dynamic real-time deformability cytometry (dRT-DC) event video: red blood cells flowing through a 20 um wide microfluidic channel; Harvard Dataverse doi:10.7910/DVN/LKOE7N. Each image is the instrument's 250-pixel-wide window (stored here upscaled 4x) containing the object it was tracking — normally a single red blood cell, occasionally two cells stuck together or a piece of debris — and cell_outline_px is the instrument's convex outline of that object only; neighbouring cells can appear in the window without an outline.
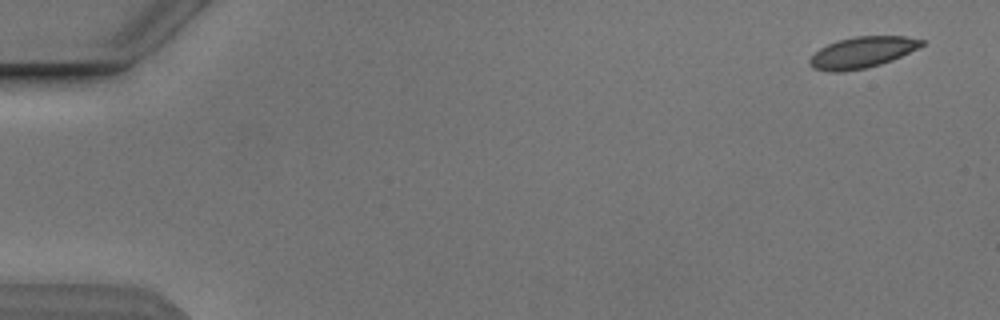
{"species": "Egyptian fruit bat (a non-hibernating species)", "species_latin": "Rousettus aegyptiacus", "temperature_condition": "cold", "stored_images_in_passage": 5, "segment_of_instrument_passage": [1, 2], "camera_frame_rate_fps": 3000, "um_per_image_px": 0.085, "animal": {"sex": "male"}, "frame": {"image": 1, "passage_image": 1, "time_ms": 0.0, "image_size_px": [1000, 320], "cell_outline_px": [[924, 44], [892, 60], [880, 64], [864, 68], [844, 72], [828, 72], [812, 68], [808, 64], [808, 60], [820, 48], [836, 40], [856, 36], [908, 36], [924, 40]], "centroid_in_image_um": [73.23, 4.45], "position_along_channel_um": 11.8, "area_um2": 20.29}}